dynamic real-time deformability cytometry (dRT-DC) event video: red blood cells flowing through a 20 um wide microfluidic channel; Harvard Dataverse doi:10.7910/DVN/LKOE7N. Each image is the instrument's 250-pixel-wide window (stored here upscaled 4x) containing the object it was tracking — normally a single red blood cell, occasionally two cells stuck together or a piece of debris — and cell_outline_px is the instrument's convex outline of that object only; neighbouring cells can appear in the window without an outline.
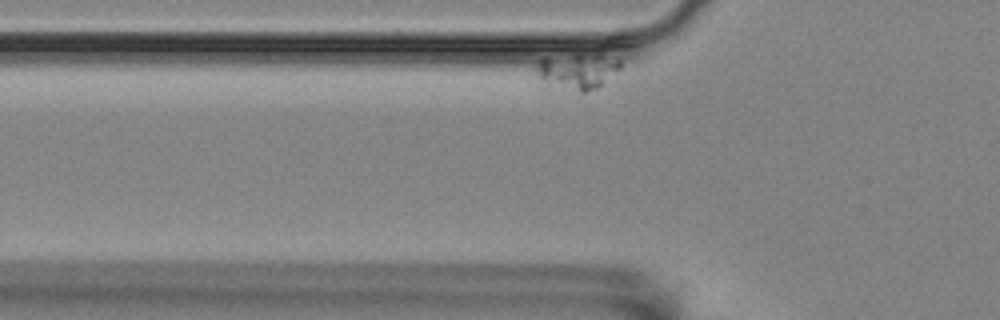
{"species": "Egyptian fruit bat (a non-hibernating species)", "species_latin": "Rousettus aegyptiacus", "temperature_condition": "room temperature", "stored_images_in_passage": 13, "segment_of_instrument_passage": [1, 2], "camera_frame_rate_fps": 3000, "um_per_image_px": 0.085, "animal": {"sex": "female"}, "frame": {"image": 1, "passage_image": 2, "time_ms": 0.333, "image_size_px": [1000, 320], "cell_outline_px": [[620, 68], [600, 88], [588, 92], [540, 92], [528, 76], [532, 68], [544, 56], [596, 56], [620, 60]], "centroid_in_image_um": [48.68, 6.23], "position_along_channel_um": 77.1, "area_um2": 19.71}}
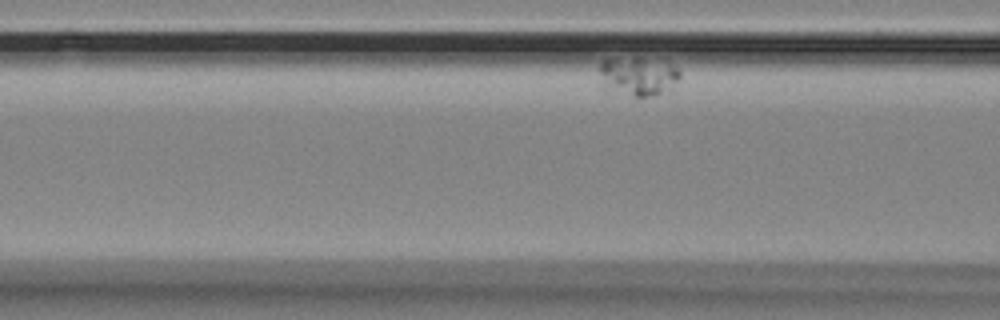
{"frame": {"image": 2, "passage_image": 8, "time_ms": 2.333, "image_size_px": [1000, 320], "cell_outline_px": [[680, 76], [676, 80], [656, 96], [636, 96], [604, 92], [600, 72], [600, 64], [604, 60], [636, 56], [668, 64], [680, 68]], "centroid_in_image_um": [54.15, 6.48], "position_along_channel_um": 112.5, "area_um2": 18.15}}